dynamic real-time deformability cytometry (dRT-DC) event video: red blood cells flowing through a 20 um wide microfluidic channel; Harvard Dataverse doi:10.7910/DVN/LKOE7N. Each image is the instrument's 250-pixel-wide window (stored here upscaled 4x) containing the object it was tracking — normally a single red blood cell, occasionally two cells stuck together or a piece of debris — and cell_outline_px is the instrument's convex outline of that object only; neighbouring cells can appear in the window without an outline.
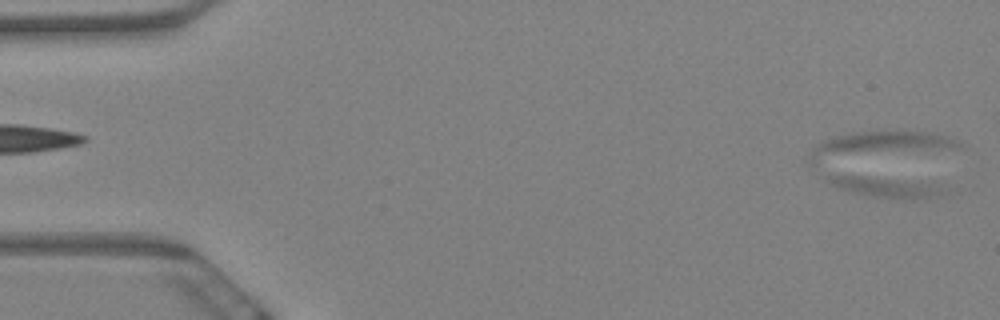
{"species": "Egyptian fruit bat (a non-hibernating species)", "species_latin": "Rousettus aegyptiacus", "temperature_condition": "warm", "stored_images_in_passage": 5, "segment_of_instrument_passage": [2, 2], "camera_frame_rate_fps": 3000, "um_per_image_px": 0.085, "animal": {"sex": "female"}, "frame": {"image": 1, "passage_image": 5, "time_ms": 1.333, "image_size_px": [1000, 320], "cell_outline_px": [[948, 192], [936, 196], [916, 200], [904, 200], [876, 196], [852, 192], [832, 184], [828, 180], [828, 176], [864, 176], [928, 184], [940, 188]], "centroid_in_image_um": [75.34, 15.94], "position_along_channel_um": 9.7, "area_um2": 12.77}}